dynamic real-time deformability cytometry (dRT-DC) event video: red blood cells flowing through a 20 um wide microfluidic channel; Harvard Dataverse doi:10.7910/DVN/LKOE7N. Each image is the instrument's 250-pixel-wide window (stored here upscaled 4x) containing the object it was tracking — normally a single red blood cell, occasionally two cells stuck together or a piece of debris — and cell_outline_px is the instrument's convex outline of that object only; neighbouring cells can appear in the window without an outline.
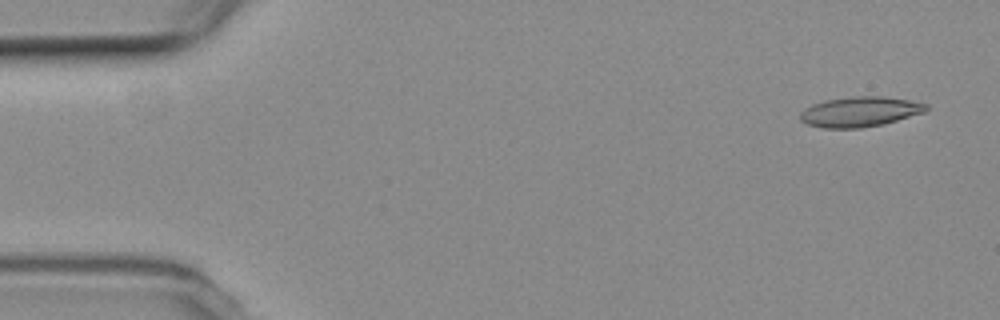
{"species": "common noctule bat (a hibernating species)", "species_latin": "Nyctalus noctula", "temperature_condition": "room temperature", "stored_images_in_passage": 6, "camera_frame_rate_fps": 3000, "um_per_image_px": 0.085, "animal": {"sex": "female", "body_mass_g": 19.3, "forearm_length_mm": 54.1}, "frame": {"image": 1, "passage_image": 1, "time_ms": 0.0, "image_size_px": [1000, 320], "cell_outline_px": [[928, 108], [924, 112], [884, 124], [860, 128], [824, 128], [808, 124], [800, 120], [800, 112], [804, 108], [812, 104], [824, 100], [852, 96], [880, 96], [908, 100], [928, 104]], "centroid_in_image_um": [73.06, 9.49], "position_along_channel_um": 11.9, "area_um2": 22.08}}
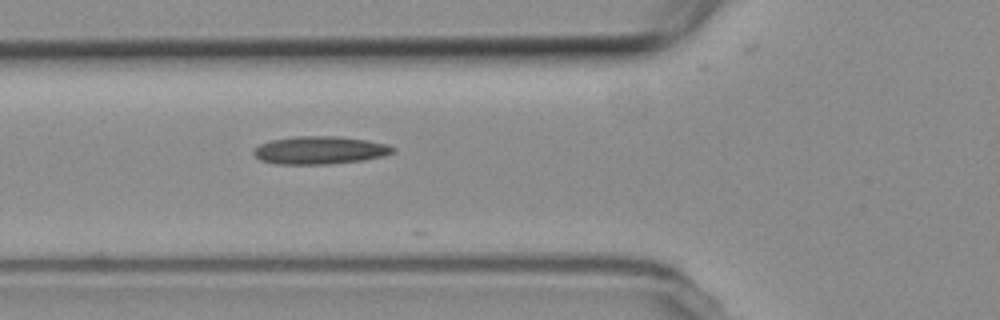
{"frame": {"image": 2, "passage_image": 6, "time_ms": 5.667, "image_size_px": [1000, 320], "cell_outline_px": [[396, 152], [384, 156], [364, 160], [328, 164], [276, 164], [260, 160], [252, 152], [260, 144], [272, 140], [296, 136], [340, 136], [368, 140], [388, 144], [396, 148]], "centroid_in_image_um": [27.24, 12.76], "position_along_channel_um": 98.6, "area_um2": 22.77}}